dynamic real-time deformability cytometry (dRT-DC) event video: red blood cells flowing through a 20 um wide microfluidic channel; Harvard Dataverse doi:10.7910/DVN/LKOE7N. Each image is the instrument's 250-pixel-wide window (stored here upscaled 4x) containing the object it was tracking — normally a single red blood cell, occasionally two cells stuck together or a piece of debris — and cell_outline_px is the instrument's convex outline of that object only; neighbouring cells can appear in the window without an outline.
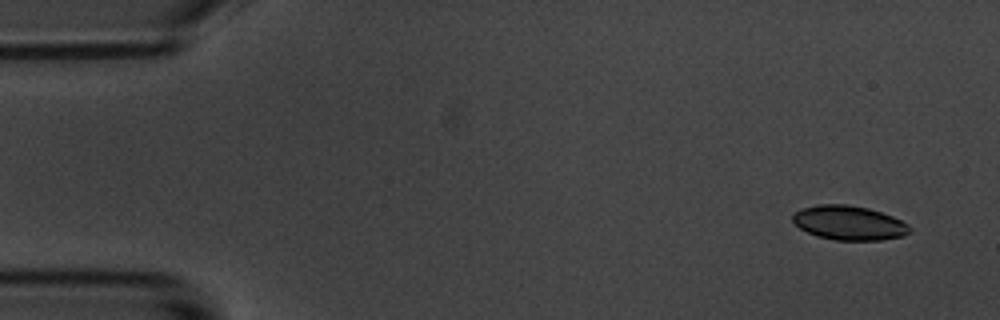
{"species": "common noctule bat (a hibernating species)", "species_latin": "Nyctalus noctula", "temperature_condition": "room temperature", "stored_images_in_passage": 55, "camera_frame_rate_fps": 3000, "um_per_image_px": 0.085, "animal": {"sex": "male", "body_mass_g": 20.1, "forearm_length_mm": 53.5}, "frame": {"image": 1, "passage_image": 1, "time_ms": 0.0, "image_size_px": [1000, 320], "cell_outline_px": [[912, 232], [904, 236], [880, 240], [836, 240], [820, 236], [808, 232], [800, 228], [792, 220], [792, 212], [816, 204], [848, 204], [868, 208], [892, 216], [908, 224], [912, 228]], "centroid_in_image_um": [72.19, 18.94], "position_along_channel_um": 12.8, "area_um2": 23.41}}
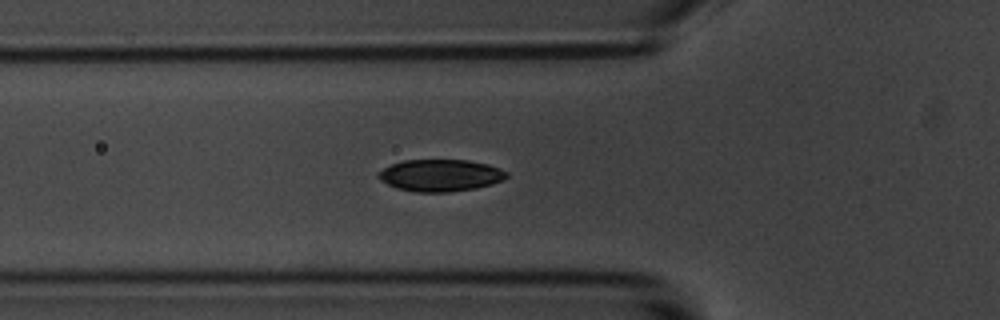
{"frame": {"image": 2, "passage_image": 17, "time_ms": 5.333, "image_size_px": [1000, 320], "cell_outline_px": [[508, 176], [504, 180], [492, 184], [476, 188], [448, 192], [416, 192], [396, 188], [380, 180], [376, 176], [376, 172], [392, 164], [404, 160], [468, 160], [488, 164], [500, 168], [508, 172]], "centroid_in_image_um": [37.44, 14.9], "position_along_channel_um": 88.4, "area_um2": 24.04}}
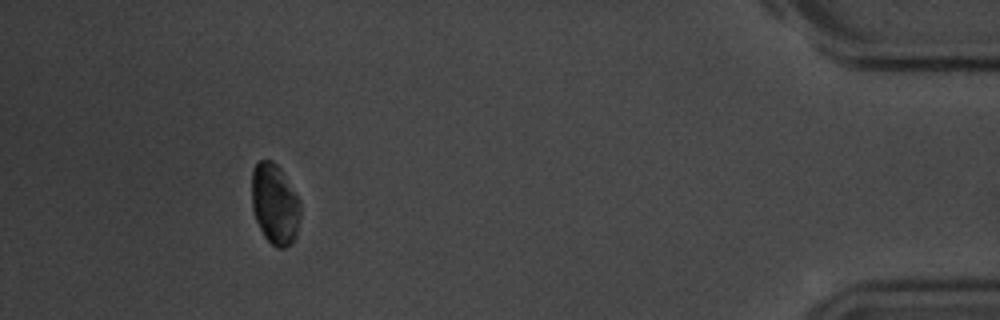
{"frame": {"image": 3, "passage_image": 50, "time_ms": 16.333, "image_size_px": [1000, 320], "cell_outline_px": [[300, 216], [296, 236], [292, 244], [284, 248], [276, 248], [264, 236], [256, 220], [252, 208], [252, 172], [256, 164], [260, 160], [272, 160], [280, 168], [300, 200]], "centroid_in_image_um": [23.37, 17.36], "position_along_channel_um": 411.8, "area_um2": 22.89}, "authors_computed_cell_mechanics": {"area_um2": 23.7558, "velocity_mm_per_s": 3.4962, "shape_relaxation_time_tau1_ms": 3.7056, "shape_relaxation_time_tau2_ms": null, "deformation_change_tau1": 0.1253, "deformation_change_tau2": null}}